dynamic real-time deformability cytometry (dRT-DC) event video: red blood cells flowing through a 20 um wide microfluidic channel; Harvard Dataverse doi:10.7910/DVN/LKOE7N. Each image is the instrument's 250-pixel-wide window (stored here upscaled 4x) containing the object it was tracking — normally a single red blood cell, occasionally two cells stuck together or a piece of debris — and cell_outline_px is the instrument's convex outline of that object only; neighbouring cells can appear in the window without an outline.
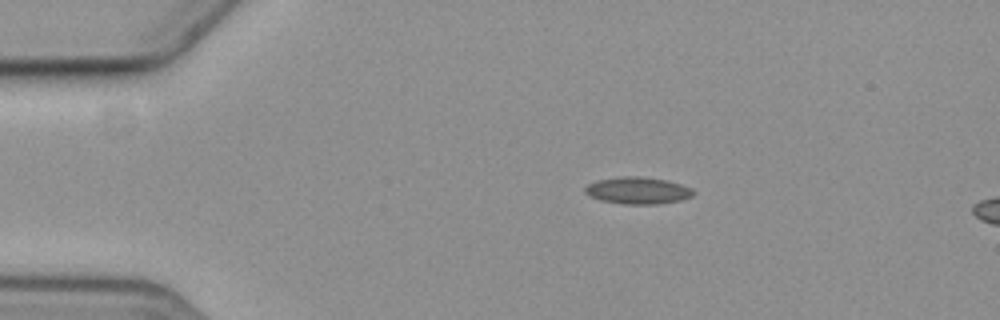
{"species": "common noctule bat (a hibernating species)", "species_latin": "Nyctalus noctula", "temperature_condition": "cold", "stored_images_in_passage": 6, "camera_frame_rate_fps": 3000, "um_per_image_px": 0.085, "animal": {"sex": "female", "body_mass_g": 19.3, "forearm_length_mm": 54.1}, "frame": {"image": 1, "passage_image": 1, "time_ms": 0.0, "image_size_px": [1000, 320], "cell_outline_px": [[696, 192], [692, 196], [680, 200], [656, 204], [624, 204], [600, 200], [584, 192], [584, 188], [588, 184], [596, 180], [620, 176], [640, 176], [668, 180], [692, 188]], "centroid_in_image_um": [54.22, 16.18], "position_along_channel_um": 30.8, "area_um2": 17.05}}